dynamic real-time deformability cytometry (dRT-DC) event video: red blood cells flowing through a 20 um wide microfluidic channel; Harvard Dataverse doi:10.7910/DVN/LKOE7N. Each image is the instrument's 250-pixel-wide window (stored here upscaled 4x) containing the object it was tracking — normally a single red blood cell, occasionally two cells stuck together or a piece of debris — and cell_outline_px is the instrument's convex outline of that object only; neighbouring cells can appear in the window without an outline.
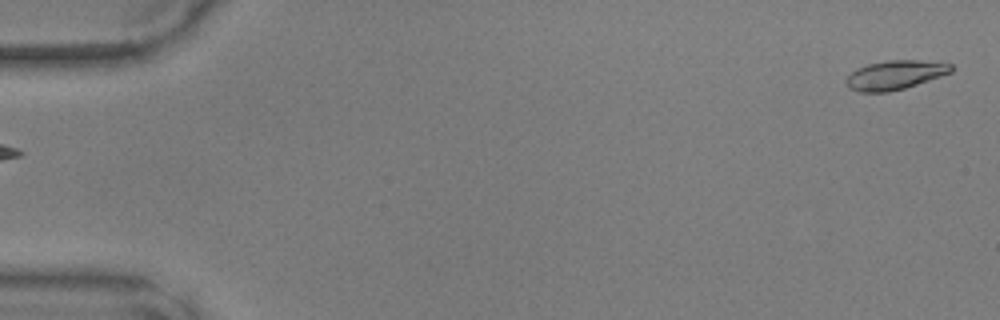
{"species": "common noctule bat (a hibernating species)", "species_latin": "Nyctalus noctula", "temperature_condition": "warm", "stored_images_in_passage": 13, "camera_frame_rate_fps": 3000, "um_per_image_px": 0.085, "animal": {"sex": "male", "body_mass_g": 17.9, "forearm_length_mm": 54.2}, "frame": {"image": 1, "passage_image": 1, "time_ms": 0.0, "image_size_px": [1000, 320], "cell_outline_px": [[952, 72], [904, 88], [888, 92], [860, 92], [848, 88], [844, 80], [856, 68], [868, 64], [888, 60], [920, 60], [952, 64]], "centroid_in_image_um": [76.03, 6.37], "position_along_channel_um": 9.0, "area_um2": 17.69}}